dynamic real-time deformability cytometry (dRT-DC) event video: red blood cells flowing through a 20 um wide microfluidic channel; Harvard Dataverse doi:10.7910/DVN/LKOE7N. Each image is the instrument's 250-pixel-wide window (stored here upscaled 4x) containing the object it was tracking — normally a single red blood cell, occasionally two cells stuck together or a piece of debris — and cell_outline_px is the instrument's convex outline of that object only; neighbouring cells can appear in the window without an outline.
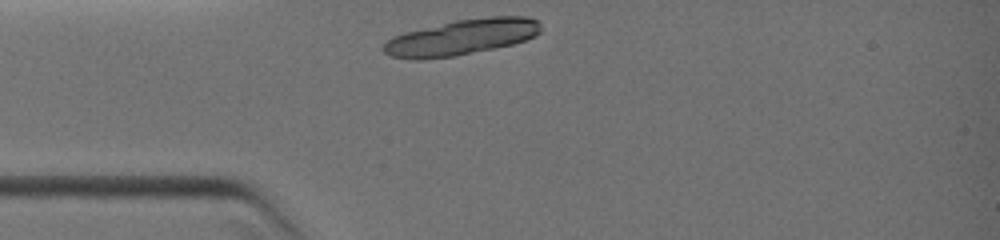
{"species": "common noctule bat (a hibernating species)", "species_latin": "Nyctalus noctula", "temperature_condition": "warm", "stored_images_in_passage": 7, "camera_frame_rate_fps": 3000, "um_per_image_px": 0.085, "animal": {"sex": "female", "body_mass_g": 19.0, "forearm_length_mm": 51.5}, "frame": {"image": 1, "passage_image": 1, "time_ms": 0.0, "image_size_px": [1000, 240], "cell_outline_px": [[540, 32], [536, 36], [512, 44], [452, 56], [420, 60], [412, 60], [392, 56], [384, 52], [380, 48], [392, 36], [404, 32], [456, 20], [492, 16], [524, 16], [536, 20], [540, 24]], "centroid_in_image_um": [39.19, 3.16], "position_along_channel_um": 45.8, "area_um2": 32.48}}